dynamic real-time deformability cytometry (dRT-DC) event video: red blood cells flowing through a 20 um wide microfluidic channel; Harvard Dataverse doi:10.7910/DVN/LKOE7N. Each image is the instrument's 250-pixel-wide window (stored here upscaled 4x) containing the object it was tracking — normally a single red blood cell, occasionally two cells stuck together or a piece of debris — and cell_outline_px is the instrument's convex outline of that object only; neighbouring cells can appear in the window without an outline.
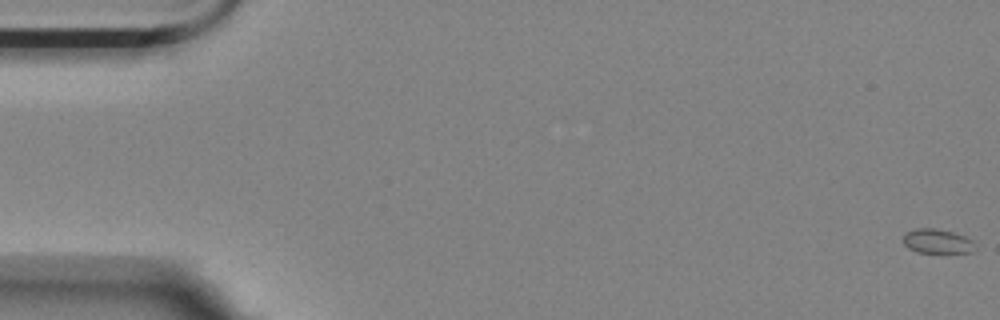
{"species": "Egyptian fruit bat (a non-hibernating species)", "species_latin": "Rousettus aegyptiacus", "temperature_condition": "room temperature", "stored_images_in_passage": 57, "camera_frame_rate_fps": 3000, "um_per_image_px": 0.085, "animal": {"sex": "female"}, "frame": {"image": 1, "passage_image": 1, "time_ms": 0.0, "image_size_px": [1000, 320], "cell_outline_px": [[976, 248], [972, 252], [916, 252], [908, 248], [904, 244], [904, 232], [916, 228], [932, 228], [952, 232], [964, 236], [972, 240], [976, 244]], "centroid_in_image_um": [79.66, 20.5], "position_along_channel_um": 5.3, "area_um2": 10.17}}
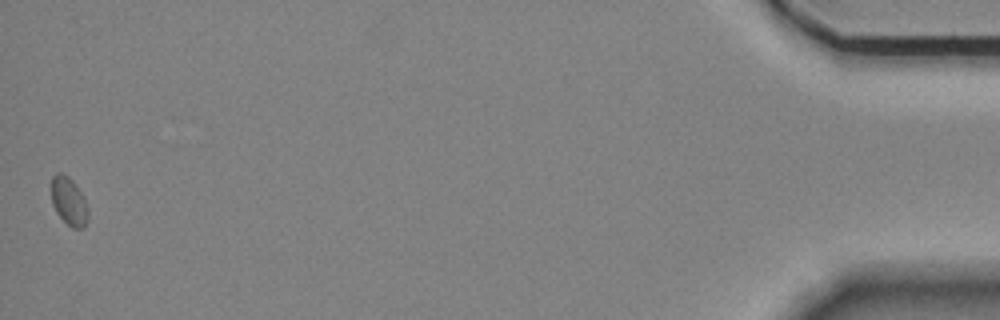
{"frame": {"image": 2, "passage_image": 57, "time_ms": 18.667, "image_size_px": [1000, 320], "cell_outline_px": [[88, 220], [84, 228], [72, 228], [56, 212], [52, 204], [52, 176], [56, 172], [60, 172], [68, 176], [72, 180], [80, 192], [88, 208]], "centroid_in_image_um": [5.85, 17.11], "position_along_channel_um": 429.3, "area_um2": 10.17}}